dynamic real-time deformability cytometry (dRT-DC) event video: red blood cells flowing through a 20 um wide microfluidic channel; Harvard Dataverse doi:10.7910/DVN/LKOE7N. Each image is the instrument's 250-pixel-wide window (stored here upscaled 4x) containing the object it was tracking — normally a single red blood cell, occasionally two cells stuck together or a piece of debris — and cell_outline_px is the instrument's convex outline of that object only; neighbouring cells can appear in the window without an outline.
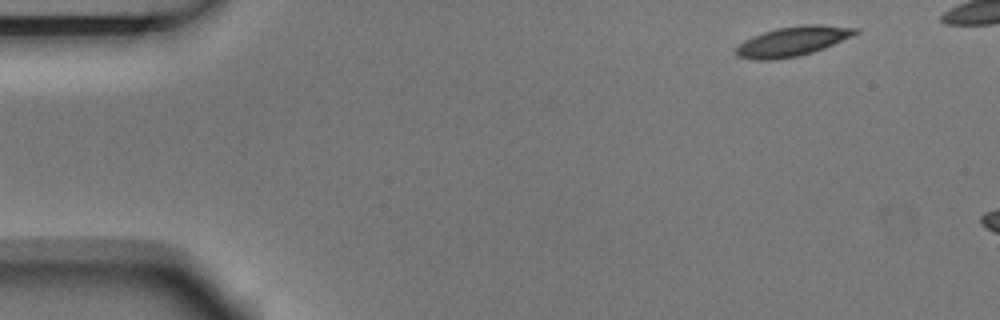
{"species": "Egyptian fruit bat (a non-hibernating species)", "species_latin": "Rousettus aegyptiacus", "temperature_condition": "room temperature", "stored_images_in_passage": 4, "camera_frame_rate_fps": 3000, "um_per_image_px": 0.085, "animal": {"sex": "male"}, "frame": {"image": 1, "passage_image": 4, "time_ms": 1.0, "image_size_px": [1000, 320], "cell_outline_px": [[860, 32], [852, 36], [824, 48], [800, 56], [776, 60], [756, 60], [736, 56], [732, 52], [744, 40], [752, 36], [776, 28], [800, 24], [820, 24], [860, 28]], "centroid_in_image_um": [67.36, 3.51], "position_along_channel_um": 17.6, "area_um2": 20.92}}